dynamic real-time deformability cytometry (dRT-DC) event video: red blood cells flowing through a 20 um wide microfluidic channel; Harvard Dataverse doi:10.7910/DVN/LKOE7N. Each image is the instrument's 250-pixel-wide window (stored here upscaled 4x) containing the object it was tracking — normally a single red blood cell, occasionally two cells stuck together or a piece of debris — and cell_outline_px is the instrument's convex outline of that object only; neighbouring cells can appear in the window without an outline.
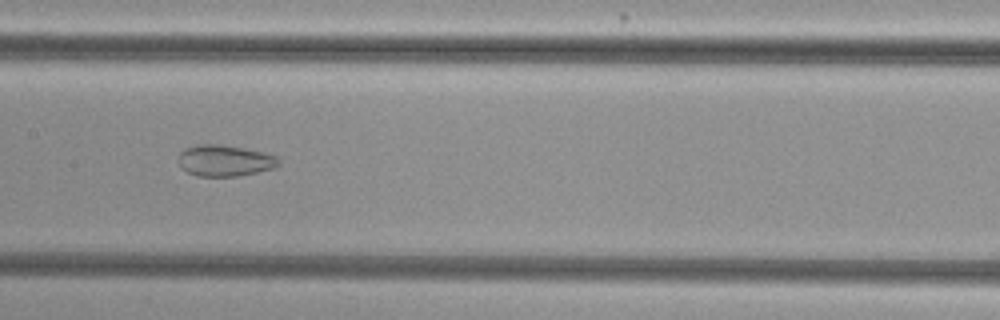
{"species": "common noctule bat (a hibernating species)", "species_latin": "Nyctalus noctula", "temperature_condition": "cold", "stored_images_in_passage": 43, "camera_frame_rate_fps": 3000, "um_per_image_px": 0.085, "animal": {"sex": "female", "body_mass_g": 29.2, "forearm_length_mm": 56.3}, "frame": {"image": 1, "passage_image": 17, "time_ms": 5.333, "image_size_px": [1000, 320], "cell_outline_px": [[280, 164], [272, 168], [240, 176], [196, 176], [180, 168], [180, 152], [196, 144], [216, 144], [244, 148], [276, 156], [280, 160]], "centroid_in_image_um": [19.1, 13.66], "position_along_channel_um": 188.3, "area_um2": 18.03}}
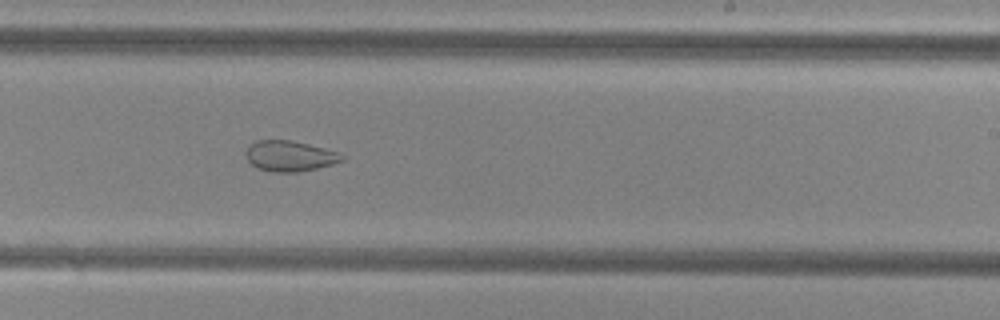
{"frame": {"image": 2, "passage_image": 23, "time_ms": 7.333, "image_size_px": [1000, 320], "cell_outline_px": [[344, 160], [332, 164], [300, 172], [268, 172], [256, 168], [248, 160], [244, 152], [256, 140], [292, 140], [340, 152], [344, 156]], "centroid_in_image_um": [24.63, 13.27], "position_along_channel_um": 264.4, "area_um2": 17.22}}
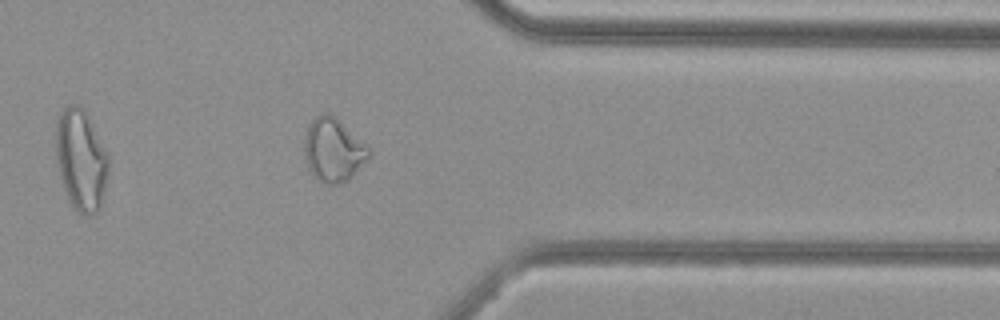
{"frame": {"image": 3, "passage_image": 33, "time_ms": 10.667, "image_size_px": [1000, 320], "cell_outline_px": [[372, 152], [352, 176], [348, 180], [336, 184], [328, 184], [316, 180], [312, 176], [304, 160], [304, 136], [308, 124], [320, 112], [328, 112], [364, 144]], "centroid_in_image_um": [28.25, 12.77], "position_along_channel_um": 383.2, "area_um2": 23.58}}